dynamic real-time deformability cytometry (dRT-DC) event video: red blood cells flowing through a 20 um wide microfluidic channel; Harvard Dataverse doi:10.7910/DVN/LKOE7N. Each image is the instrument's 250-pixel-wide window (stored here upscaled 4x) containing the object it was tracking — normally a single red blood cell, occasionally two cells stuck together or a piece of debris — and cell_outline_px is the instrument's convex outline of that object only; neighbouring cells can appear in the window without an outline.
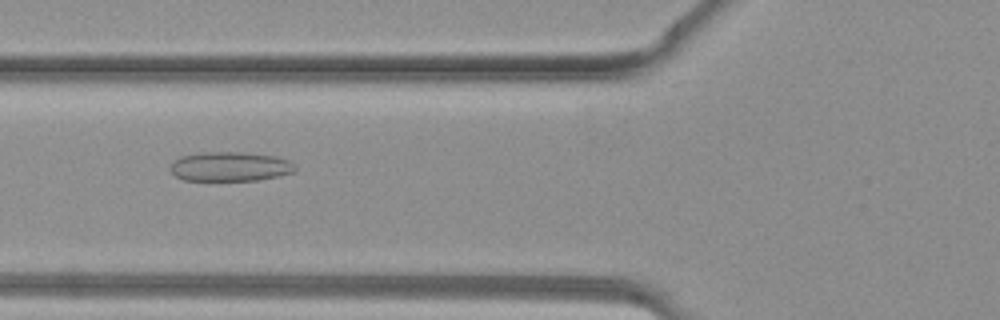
{"species": "common noctule bat (a hibernating species)", "species_latin": "Nyctalus noctula", "temperature_condition": "warm", "stored_images_in_passage": 39, "camera_frame_rate_fps": 3000, "um_per_image_px": 0.085, "animal": {"sex": "female", "body_mass_g": 19.3, "forearm_length_mm": 54.1}, "frame": {"image": 1, "passage_image": 15, "time_ms": 4.667, "image_size_px": [1000, 320], "cell_outline_px": [[296, 168], [292, 172], [276, 176], [256, 180], [184, 180], [176, 176], [172, 172], [172, 160], [180, 156], [200, 152], [244, 152], [276, 156], [288, 160]], "centroid_in_image_um": [19.52, 14.14], "position_along_channel_um": 106.3, "area_um2": 21.21}}
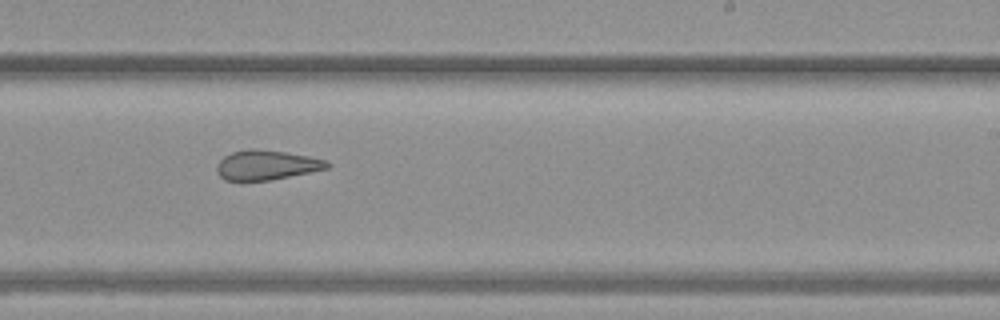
{"frame": {"image": 2, "passage_image": 24, "time_ms": 7.667, "image_size_px": [1000, 320], "cell_outline_px": [[332, 164], [328, 168], [268, 180], [224, 180], [216, 172], [216, 164], [224, 156], [232, 152], [248, 148], [256, 148], [284, 152], [308, 156], [328, 160]], "centroid_in_image_um": [22.63, 14.01], "position_along_channel_um": 266.4, "area_um2": 19.02}}
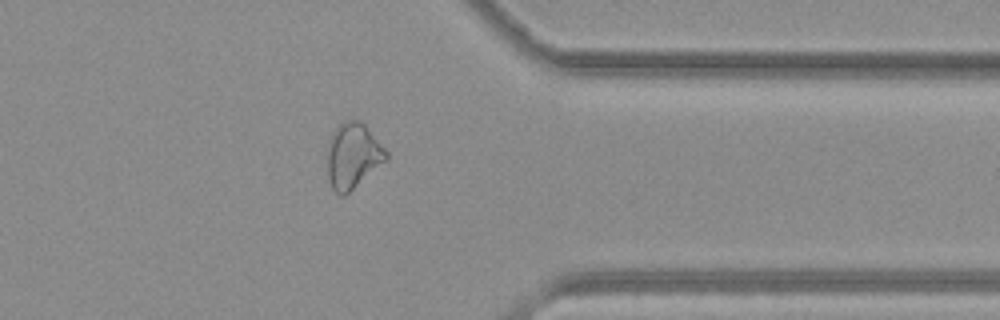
{"frame": {"image": 3, "passage_image": 31, "time_ms": 10.0, "image_size_px": [1000, 320], "cell_outline_px": [[388, 160], [344, 196], [340, 196], [332, 188], [328, 176], [328, 140], [332, 132], [344, 120], [360, 120], [364, 124], [388, 152]], "centroid_in_image_um": [30.0, 13.24], "position_along_channel_um": 381.4, "area_um2": 22.43}}